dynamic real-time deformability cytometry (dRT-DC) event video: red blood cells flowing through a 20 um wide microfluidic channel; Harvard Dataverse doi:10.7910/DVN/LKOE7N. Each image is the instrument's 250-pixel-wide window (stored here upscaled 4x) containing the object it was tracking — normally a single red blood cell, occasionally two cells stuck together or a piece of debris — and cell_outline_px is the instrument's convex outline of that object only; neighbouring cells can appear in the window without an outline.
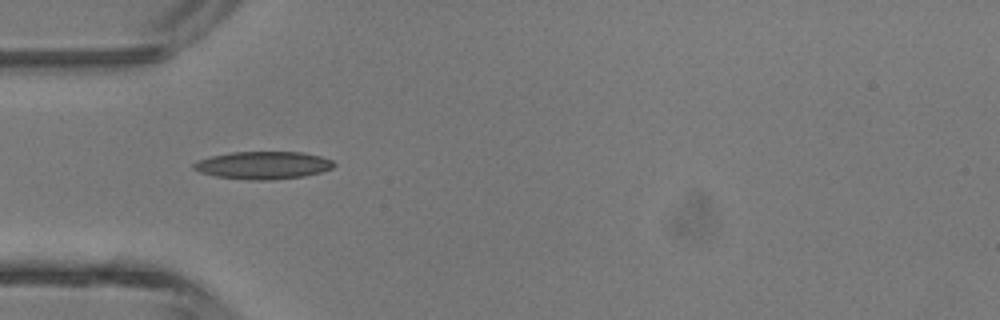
{"species": "common noctule bat (a hibernating species)", "species_latin": "Nyctalus noctula", "temperature_condition": "room temperature", "stored_images_in_passage": 2, "camera_frame_rate_fps": 3000, "um_per_image_px": 0.085, "animal": {"sex": "male", "body_mass_g": 13.3}, "frame": {"image": 1, "passage_image": 2, "time_ms": 1.0, "image_size_px": [1000, 320], "cell_outline_px": [[336, 164], [332, 168], [320, 172], [304, 176], [268, 180], [252, 180], [216, 176], [200, 172], [192, 168], [192, 164], [200, 160], [212, 156], [232, 152], [300, 152], [320, 156], [332, 160]], "centroid_in_image_um": [22.37, 14.04], "position_along_channel_um": 62.6, "area_um2": 22.37}}